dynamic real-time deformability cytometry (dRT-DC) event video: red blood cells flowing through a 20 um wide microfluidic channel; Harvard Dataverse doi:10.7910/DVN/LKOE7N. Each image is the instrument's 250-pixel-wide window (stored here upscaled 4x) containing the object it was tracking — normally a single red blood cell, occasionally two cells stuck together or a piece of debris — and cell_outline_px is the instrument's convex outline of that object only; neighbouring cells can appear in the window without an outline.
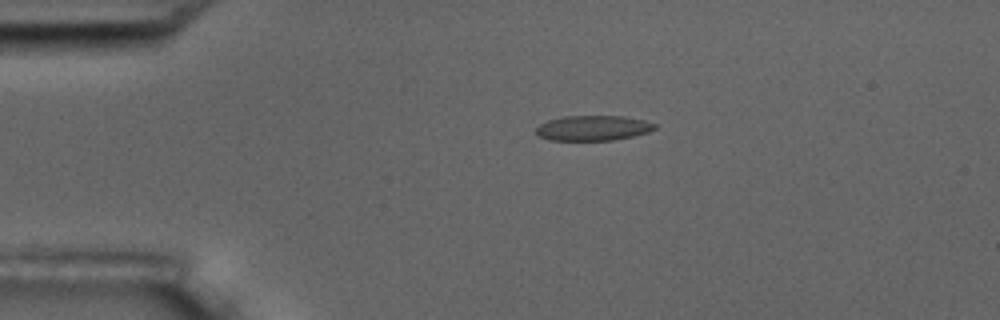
{"species": "common noctule bat (a hibernating species)", "species_latin": "Nyctalus noctula", "temperature_condition": "room temperature", "stored_images_in_passage": 6, "camera_frame_rate_fps": 3000, "um_per_image_px": 0.085, "animal": {"sex": "male", "body_mass_g": 17.5, "forearm_length_mm": 52.3}, "frame": {"image": 1, "passage_image": 4, "time_ms": 3.333, "image_size_px": [1000, 320], "cell_outline_px": [[656, 128], [648, 132], [632, 136], [612, 140], [548, 140], [540, 136], [536, 132], [536, 128], [540, 124], [548, 120], [564, 116], [624, 116], [644, 120], [656, 124]], "centroid_in_image_um": [50.41, 10.88], "position_along_channel_um": 34.6, "area_um2": 17.28}}
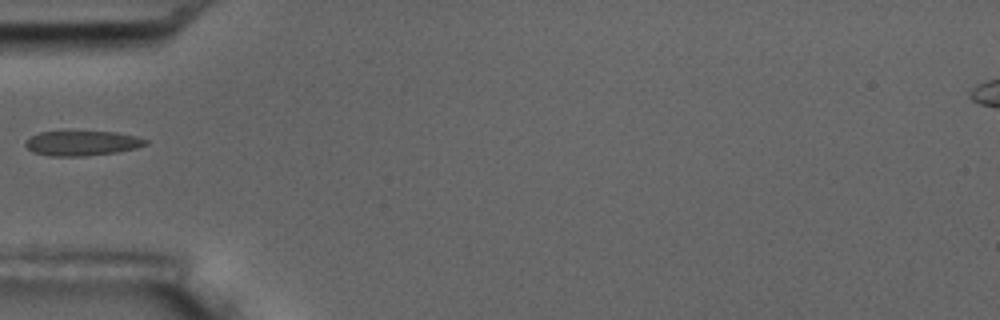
{"frame": {"image": 2, "passage_image": 6, "time_ms": 5.667, "image_size_px": [1000, 320], "cell_outline_px": [[148, 144], [136, 148], [116, 152], [80, 156], [48, 156], [32, 152], [24, 144], [32, 136], [40, 132], [64, 128], [116, 132], [136, 136], [148, 140]], "centroid_in_image_um": [6.95, 12.11], "position_along_channel_um": 78.1, "area_um2": 18.26}}